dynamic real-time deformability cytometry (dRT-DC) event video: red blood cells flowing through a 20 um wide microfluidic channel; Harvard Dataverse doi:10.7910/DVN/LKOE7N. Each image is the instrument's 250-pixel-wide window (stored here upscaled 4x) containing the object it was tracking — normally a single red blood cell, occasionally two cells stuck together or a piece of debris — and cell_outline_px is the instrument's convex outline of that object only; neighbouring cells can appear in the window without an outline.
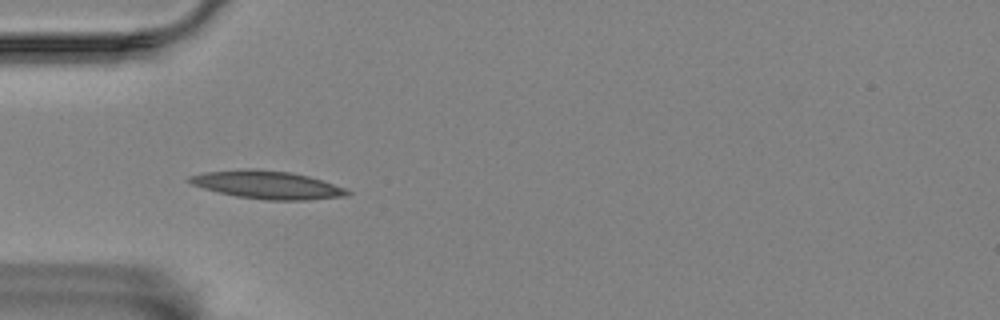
{"species": "Egyptian fruit bat (a non-hibernating species)", "species_latin": "Rousettus aegyptiacus", "temperature_condition": "room temperature", "stored_images_in_passage": 38, "camera_frame_rate_fps": 3000, "um_per_image_px": 0.085, "animal": {"sex": "female"}, "frame": {"image": 1, "passage_image": 1, "time_ms": 0.0, "image_size_px": [1000, 320], "cell_outline_px": [[352, 192], [348, 196], [308, 200], [268, 200], [236, 196], [204, 188], [192, 184], [184, 180], [188, 176], [204, 172], [244, 168], [256, 168], [292, 172], [308, 176], [344, 188]], "centroid_in_image_um": [22.69, 15.7], "position_along_channel_um": 62.3, "area_um2": 25.84}}
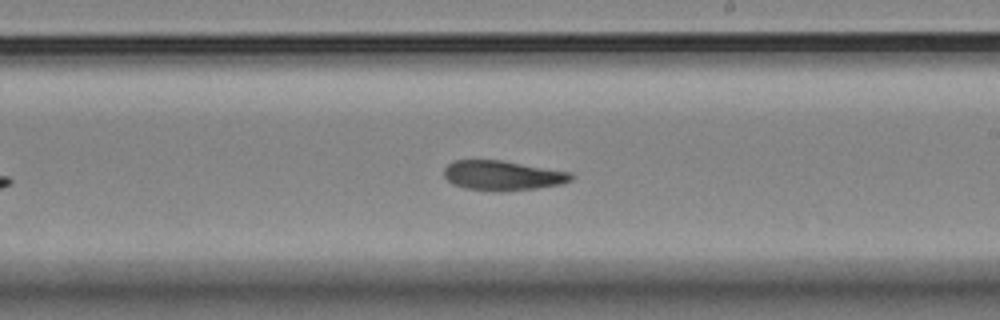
{"frame": {"image": 2, "passage_image": 17, "time_ms": 5.333, "image_size_px": [1000, 320], "cell_outline_px": [[576, 176], [572, 180], [560, 184], [536, 188], [504, 192], [496, 192], [464, 188], [452, 184], [444, 176], [444, 168], [452, 160], [500, 160], [572, 172]], "centroid_in_image_um": [42.72, 14.92], "position_along_channel_um": 246.3, "area_um2": 22.31}}
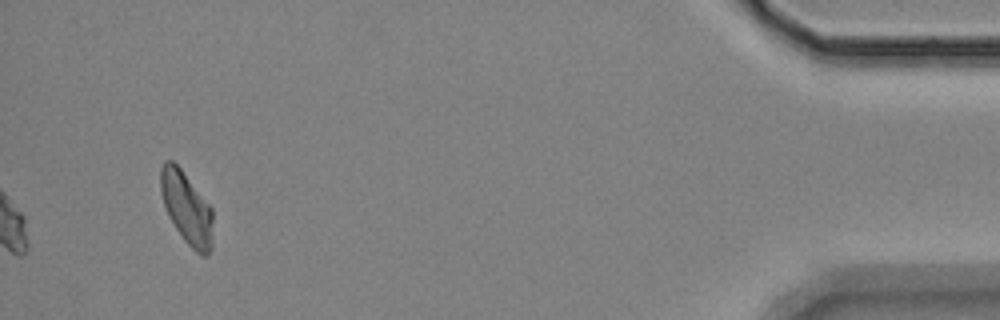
{"frame": {"image": 3, "passage_image": 38, "time_ms": 12.333, "image_size_px": [1000, 320], "cell_outline_px": [[212, 248], [208, 256], [200, 256], [184, 240], [168, 216], [160, 192], [160, 168], [164, 160], [172, 160], [180, 168], [212, 208]], "centroid_in_image_um": [15.86, 17.69], "position_along_channel_um": 419.3, "area_um2": 21.96}}